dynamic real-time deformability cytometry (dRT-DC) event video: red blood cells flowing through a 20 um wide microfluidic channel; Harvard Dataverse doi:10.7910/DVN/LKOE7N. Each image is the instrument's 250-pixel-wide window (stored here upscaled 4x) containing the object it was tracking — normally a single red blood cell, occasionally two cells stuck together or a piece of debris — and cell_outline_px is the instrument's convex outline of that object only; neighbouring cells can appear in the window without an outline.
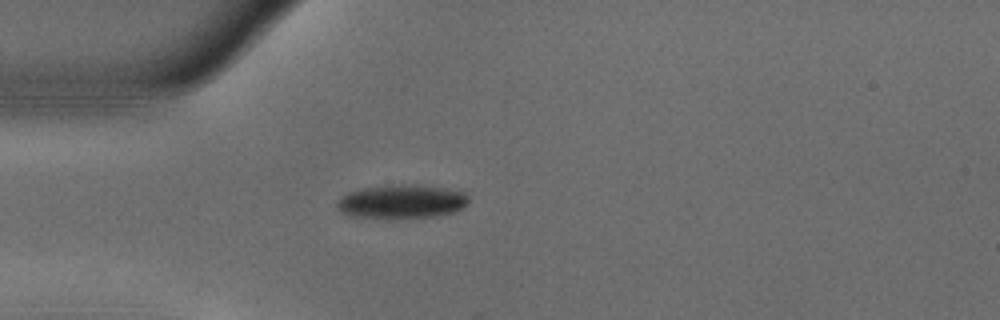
{"species": "common noctule bat (a hibernating species)", "species_latin": "Nyctalus noctula", "temperature_condition": "warm", "stored_images_in_passage": 40, "camera_frame_rate_fps": 3000, "um_per_image_px": 0.085, "animal": {"sex": "male", "body_mass_g": 18.8}, "frame": {"image": 1, "passage_image": 1, "time_ms": 0.0, "image_size_px": [1000, 320], "cell_outline_px": [[468, 204], [452, 212], [436, 216], [352, 216], [336, 208], [336, 204], [348, 192], [364, 188], [392, 184], [400, 184], [444, 188], [464, 192], [468, 196]], "centroid_in_image_um": [34.17, 17.1], "position_along_channel_um": 50.8, "area_um2": 24.8}}
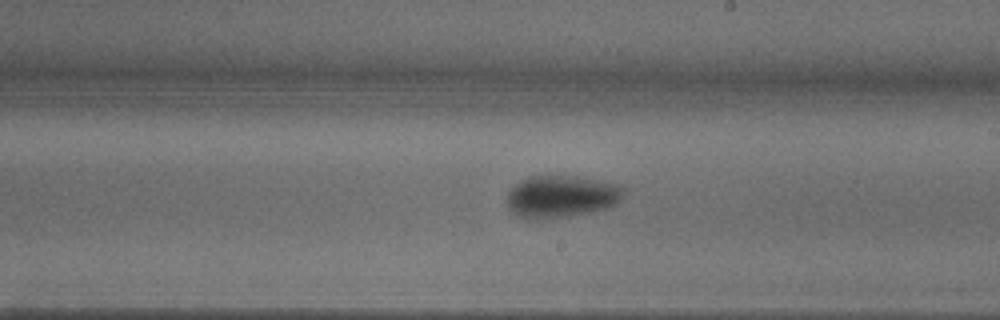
{"frame": {"image": 2, "passage_image": 17, "time_ms": 5.333, "image_size_px": [1000, 320], "cell_outline_px": [[624, 192], [620, 200], [616, 204], [608, 208], [588, 212], [544, 220], [528, 220], [516, 216], [508, 208], [504, 200], [508, 192], [520, 180], [528, 176], [576, 176], [620, 184], [624, 188]], "centroid_in_image_um": [47.66, 16.71], "position_along_channel_um": 241.3, "area_um2": 29.19}}
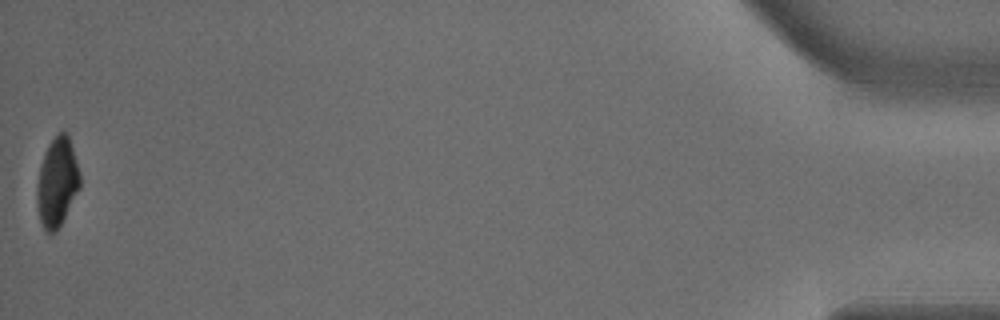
{"frame": {"image": 3, "passage_image": 40, "time_ms": 13.0, "image_size_px": [1000, 320], "cell_outline_px": [[80, 188], [56, 232], [48, 236], [44, 232], [40, 220], [36, 204], [36, 188], [40, 164], [44, 152], [48, 144], [60, 132], [64, 132], [68, 136], [80, 172]], "centroid_in_image_um": [4.82, 15.55], "position_along_channel_um": 430.4, "area_um2": 22.43}, "authors_computed_cell_mechanics": {"area_um2": 25.9233, "velocity_mm_per_s": 3.7305, "shape_relaxation_time_tau1_ms": 3.2815, "shape_relaxation_time_tau2_ms": null, "deformation_change_tau1": 0.1568, "deformation_change_tau2": null}}